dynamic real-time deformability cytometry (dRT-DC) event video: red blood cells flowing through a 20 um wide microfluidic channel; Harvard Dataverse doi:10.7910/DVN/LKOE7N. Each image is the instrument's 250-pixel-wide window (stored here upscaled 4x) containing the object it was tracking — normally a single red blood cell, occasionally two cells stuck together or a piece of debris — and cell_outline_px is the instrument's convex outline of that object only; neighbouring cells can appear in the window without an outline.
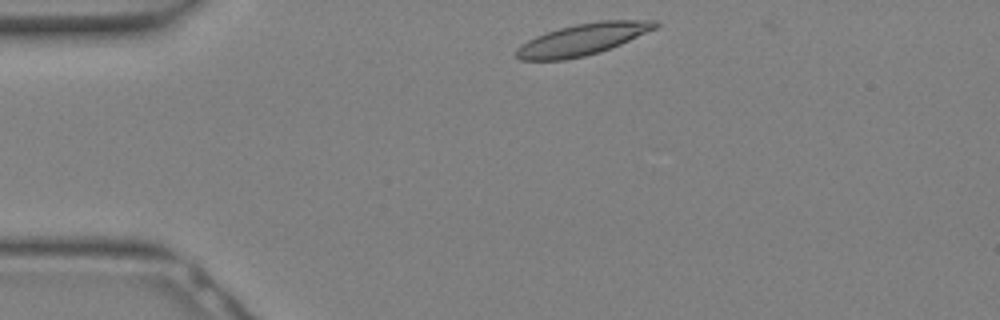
{"species": "Egyptian fruit bat (a non-hibernating species)", "species_latin": "Rousettus aegyptiacus", "temperature_condition": "warm", "stored_images_in_passage": 17, "camera_frame_rate_fps": 3000, "um_per_image_px": 0.085, "animal": {"sex": "female"}, "frame": {"image": 1, "passage_image": 1, "time_ms": 0.0, "image_size_px": [1000, 320], "cell_outline_px": [[660, 24], [656, 28], [620, 44], [600, 52], [584, 56], [564, 60], [520, 60], [516, 56], [516, 48], [520, 44], [536, 36], [560, 28], [576, 24], [600, 20], [656, 20]], "centroid_in_image_um": [49.51, 3.35], "position_along_channel_um": 35.5, "area_um2": 25.37}}
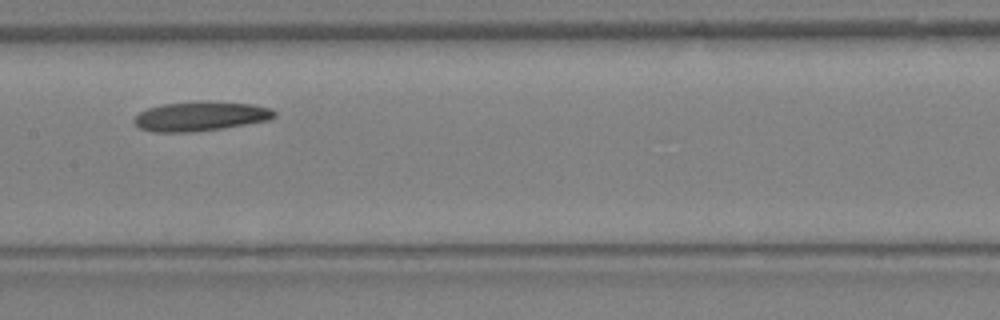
{"frame": {"image": 2, "passage_image": 10, "time_ms": 3.0, "image_size_px": [1000, 320], "cell_outline_px": [[276, 116], [272, 120], [220, 128], [192, 132], [156, 132], [140, 128], [132, 120], [140, 112], [148, 108], [164, 104], [200, 100], [212, 100], [252, 104], [268, 108], [276, 112]], "centroid_in_image_um": [17.07, 9.86], "position_along_channel_um": 190.3, "area_um2": 24.22}}
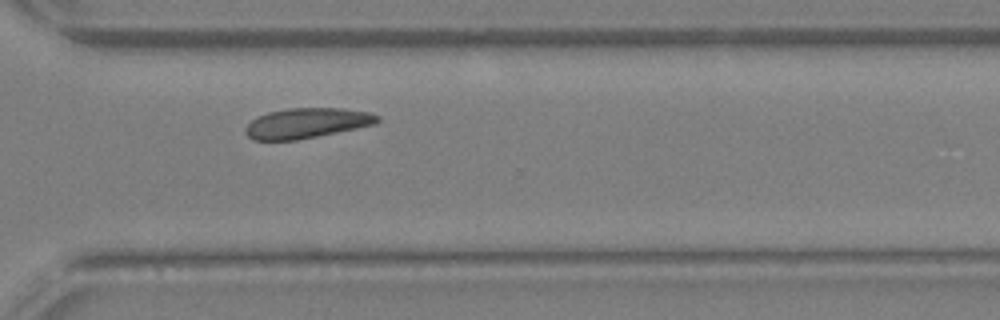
{"frame": {"image": 3, "passage_image": 17, "time_ms": 5.333, "image_size_px": [1000, 320], "cell_outline_px": [[380, 120], [376, 124], [296, 140], [252, 140], [244, 132], [244, 128], [256, 116], [268, 112], [288, 108], [340, 108], [372, 112], [380, 116]], "centroid_in_image_um": [26.07, 10.45], "position_along_channel_um": 344.5, "area_um2": 23.24}}